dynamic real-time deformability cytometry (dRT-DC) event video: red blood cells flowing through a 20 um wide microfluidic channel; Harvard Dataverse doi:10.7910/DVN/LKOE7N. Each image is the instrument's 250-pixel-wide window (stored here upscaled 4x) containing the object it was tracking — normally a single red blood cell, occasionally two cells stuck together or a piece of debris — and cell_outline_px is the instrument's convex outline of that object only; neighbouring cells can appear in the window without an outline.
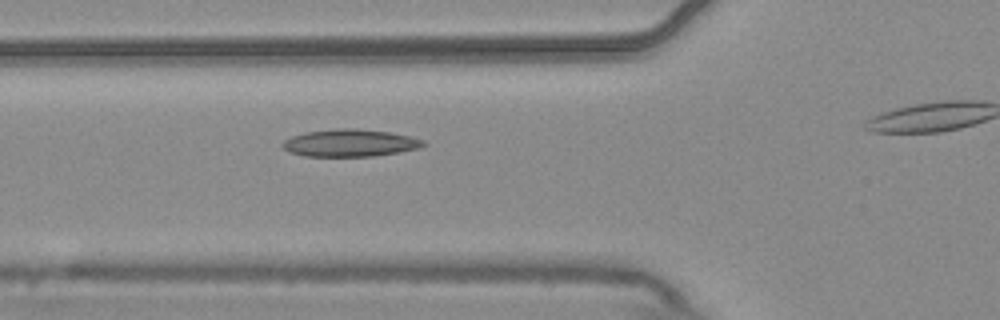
{"species": "common noctule bat (a hibernating species)", "species_latin": "Nyctalus noctula", "temperature_condition": "warm", "stored_images_in_passage": 6, "camera_frame_rate_fps": 3000, "um_per_image_px": 0.085, "animal": {"sex": "male", "body_mass_g": 20.4}, "frame": {"image": 1, "passage_image": 4, "time_ms": 1.0, "image_size_px": [1000, 320], "cell_outline_px": [[428, 144], [420, 148], [400, 152], [372, 156], [304, 156], [288, 152], [280, 144], [284, 140], [292, 136], [304, 132], [336, 128], [356, 128], [388, 132], [412, 136], [424, 140]], "centroid_in_image_um": [29.76, 12.15], "position_along_channel_um": 96.0, "area_um2": 22.66}}
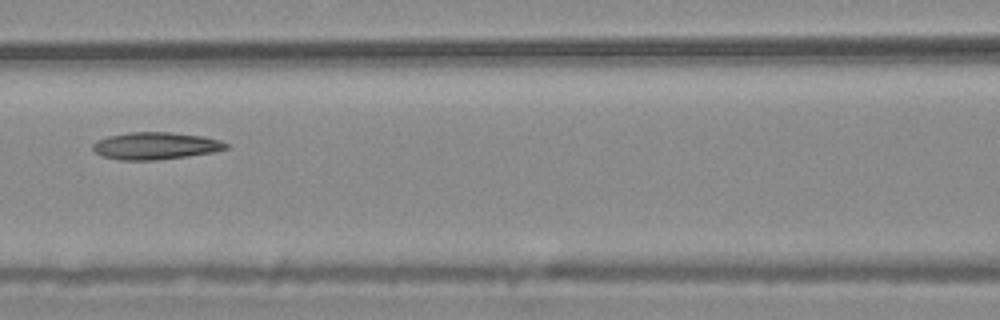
{"frame": {"image": 2, "passage_image": 6, "time_ms": 1.667, "image_size_px": [1000, 320], "cell_outline_px": [[228, 148], [212, 152], [188, 156], [156, 160], [120, 160], [104, 156], [96, 152], [92, 148], [92, 144], [96, 140], [108, 136], [128, 132], [168, 132], [204, 136], [220, 140], [228, 144]], "centroid_in_image_um": [13.21, 12.39], "position_along_channel_um": 153.4, "area_um2": 21.1}}